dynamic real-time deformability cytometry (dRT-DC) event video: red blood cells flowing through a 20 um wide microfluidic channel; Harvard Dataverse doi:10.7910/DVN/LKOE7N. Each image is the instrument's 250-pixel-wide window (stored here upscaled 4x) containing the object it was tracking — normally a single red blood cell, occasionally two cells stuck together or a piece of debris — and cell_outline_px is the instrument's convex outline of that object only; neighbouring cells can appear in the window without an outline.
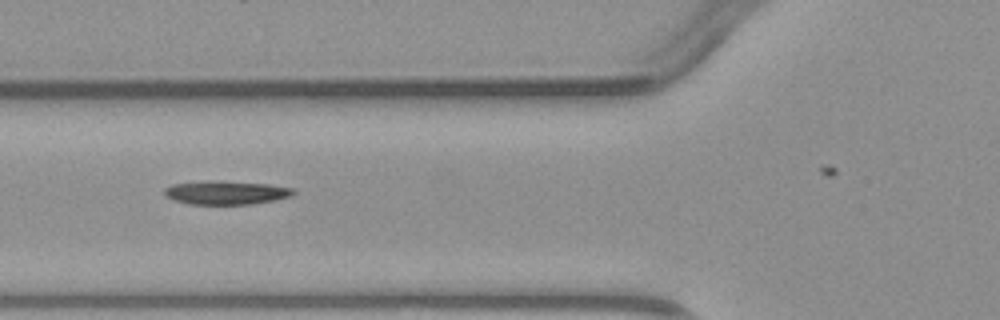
{"species": "common noctule bat (a hibernating species)", "species_latin": "Nyctalus noctula", "temperature_condition": "warm", "stored_images_in_passage": 6, "camera_frame_rate_fps": 3000, "um_per_image_px": 0.085, "animal": {"sex": "male", "body_mass_g": 23.1, "forearm_length_mm": 52.7}, "frame": {"image": 1, "passage_image": 5, "time_ms": 5.0, "image_size_px": [1000, 320], "cell_outline_px": [[296, 192], [292, 196], [276, 200], [248, 204], [192, 204], [176, 200], [168, 196], [164, 192], [164, 188], [172, 184], [268, 184], [292, 188]], "centroid_in_image_um": [19.32, 16.44], "position_along_channel_um": 106.5, "area_um2": 16.18}}